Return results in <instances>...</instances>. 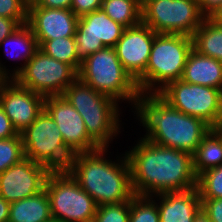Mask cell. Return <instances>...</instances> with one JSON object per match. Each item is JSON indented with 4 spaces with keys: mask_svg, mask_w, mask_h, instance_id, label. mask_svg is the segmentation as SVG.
Masks as SVG:
<instances>
[{
    "mask_svg": "<svg viewBox=\"0 0 222 222\" xmlns=\"http://www.w3.org/2000/svg\"><path fill=\"white\" fill-rule=\"evenodd\" d=\"M130 165L131 183L136 195L153 196L164 192L197 187L193 155L140 139L125 152Z\"/></svg>",
    "mask_w": 222,
    "mask_h": 222,
    "instance_id": "obj_1",
    "label": "cell"
},
{
    "mask_svg": "<svg viewBox=\"0 0 222 222\" xmlns=\"http://www.w3.org/2000/svg\"><path fill=\"white\" fill-rule=\"evenodd\" d=\"M133 107L145 127L142 139L194 154L203 137L212 128L200 118L173 108L159 93L139 92Z\"/></svg>",
    "mask_w": 222,
    "mask_h": 222,
    "instance_id": "obj_2",
    "label": "cell"
},
{
    "mask_svg": "<svg viewBox=\"0 0 222 222\" xmlns=\"http://www.w3.org/2000/svg\"><path fill=\"white\" fill-rule=\"evenodd\" d=\"M106 150L101 147L92 152L74 154L67 171L97 206L131 201L135 193L127 156L125 154L120 163H116L106 160Z\"/></svg>",
    "mask_w": 222,
    "mask_h": 222,
    "instance_id": "obj_3",
    "label": "cell"
},
{
    "mask_svg": "<svg viewBox=\"0 0 222 222\" xmlns=\"http://www.w3.org/2000/svg\"><path fill=\"white\" fill-rule=\"evenodd\" d=\"M62 95L82 116L88 135L100 147L108 148L113 136L120 132L118 102L97 92L78 77Z\"/></svg>",
    "mask_w": 222,
    "mask_h": 222,
    "instance_id": "obj_4",
    "label": "cell"
},
{
    "mask_svg": "<svg viewBox=\"0 0 222 222\" xmlns=\"http://www.w3.org/2000/svg\"><path fill=\"white\" fill-rule=\"evenodd\" d=\"M192 49L193 40L190 36L157 34L146 71L136 80L139 92L159 93L170 82L181 79Z\"/></svg>",
    "mask_w": 222,
    "mask_h": 222,
    "instance_id": "obj_5",
    "label": "cell"
},
{
    "mask_svg": "<svg viewBox=\"0 0 222 222\" xmlns=\"http://www.w3.org/2000/svg\"><path fill=\"white\" fill-rule=\"evenodd\" d=\"M78 78L99 93L117 102H133L139 89L136 81L124 69L114 47H104L81 62Z\"/></svg>",
    "mask_w": 222,
    "mask_h": 222,
    "instance_id": "obj_6",
    "label": "cell"
},
{
    "mask_svg": "<svg viewBox=\"0 0 222 222\" xmlns=\"http://www.w3.org/2000/svg\"><path fill=\"white\" fill-rule=\"evenodd\" d=\"M20 135L25 158L50 171L68 169L74 153L66 146L56 122L45 109Z\"/></svg>",
    "mask_w": 222,
    "mask_h": 222,
    "instance_id": "obj_7",
    "label": "cell"
},
{
    "mask_svg": "<svg viewBox=\"0 0 222 222\" xmlns=\"http://www.w3.org/2000/svg\"><path fill=\"white\" fill-rule=\"evenodd\" d=\"M50 199L51 215L59 222H89L94 220L97 204L65 171H51L45 183Z\"/></svg>",
    "mask_w": 222,
    "mask_h": 222,
    "instance_id": "obj_8",
    "label": "cell"
},
{
    "mask_svg": "<svg viewBox=\"0 0 222 222\" xmlns=\"http://www.w3.org/2000/svg\"><path fill=\"white\" fill-rule=\"evenodd\" d=\"M142 23L157 34L192 37L205 17L197 0H141Z\"/></svg>",
    "mask_w": 222,
    "mask_h": 222,
    "instance_id": "obj_9",
    "label": "cell"
},
{
    "mask_svg": "<svg viewBox=\"0 0 222 222\" xmlns=\"http://www.w3.org/2000/svg\"><path fill=\"white\" fill-rule=\"evenodd\" d=\"M159 94L175 109L197 117L214 128L222 121V90L182 79L170 82Z\"/></svg>",
    "mask_w": 222,
    "mask_h": 222,
    "instance_id": "obj_10",
    "label": "cell"
},
{
    "mask_svg": "<svg viewBox=\"0 0 222 222\" xmlns=\"http://www.w3.org/2000/svg\"><path fill=\"white\" fill-rule=\"evenodd\" d=\"M77 77L70 65L38 49L14 80L21 87L47 97L62 95Z\"/></svg>",
    "mask_w": 222,
    "mask_h": 222,
    "instance_id": "obj_11",
    "label": "cell"
},
{
    "mask_svg": "<svg viewBox=\"0 0 222 222\" xmlns=\"http://www.w3.org/2000/svg\"><path fill=\"white\" fill-rule=\"evenodd\" d=\"M125 29L101 8L79 17L74 36L77 57L83 61L104 47H114Z\"/></svg>",
    "mask_w": 222,
    "mask_h": 222,
    "instance_id": "obj_12",
    "label": "cell"
},
{
    "mask_svg": "<svg viewBox=\"0 0 222 222\" xmlns=\"http://www.w3.org/2000/svg\"><path fill=\"white\" fill-rule=\"evenodd\" d=\"M44 109L56 122L66 146L74 154L101 148L88 135L82 116L63 95L45 97Z\"/></svg>",
    "mask_w": 222,
    "mask_h": 222,
    "instance_id": "obj_13",
    "label": "cell"
},
{
    "mask_svg": "<svg viewBox=\"0 0 222 222\" xmlns=\"http://www.w3.org/2000/svg\"><path fill=\"white\" fill-rule=\"evenodd\" d=\"M50 172L42 164L24 158L0 174V196L9 203L34 196L45 189Z\"/></svg>",
    "mask_w": 222,
    "mask_h": 222,
    "instance_id": "obj_14",
    "label": "cell"
},
{
    "mask_svg": "<svg viewBox=\"0 0 222 222\" xmlns=\"http://www.w3.org/2000/svg\"><path fill=\"white\" fill-rule=\"evenodd\" d=\"M44 100V96L21 87L14 79L0 80V106L18 134L43 111Z\"/></svg>",
    "mask_w": 222,
    "mask_h": 222,
    "instance_id": "obj_15",
    "label": "cell"
},
{
    "mask_svg": "<svg viewBox=\"0 0 222 222\" xmlns=\"http://www.w3.org/2000/svg\"><path fill=\"white\" fill-rule=\"evenodd\" d=\"M157 33L144 23L124 30L114 46L124 69L136 81L145 71Z\"/></svg>",
    "mask_w": 222,
    "mask_h": 222,
    "instance_id": "obj_16",
    "label": "cell"
},
{
    "mask_svg": "<svg viewBox=\"0 0 222 222\" xmlns=\"http://www.w3.org/2000/svg\"><path fill=\"white\" fill-rule=\"evenodd\" d=\"M78 17L71 9L44 8L34 2L28 4L27 24L38 46L46 40L75 36Z\"/></svg>",
    "mask_w": 222,
    "mask_h": 222,
    "instance_id": "obj_17",
    "label": "cell"
},
{
    "mask_svg": "<svg viewBox=\"0 0 222 222\" xmlns=\"http://www.w3.org/2000/svg\"><path fill=\"white\" fill-rule=\"evenodd\" d=\"M160 200L158 206L160 222H193L201 210L198 188L185 191L155 194Z\"/></svg>",
    "mask_w": 222,
    "mask_h": 222,
    "instance_id": "obj_18",
    "label": "cell"
},
{
    "mask_svg": "<svg viewBox=\"0 0 222 222\" xmlns=\"http://www.w3.org/2000/svg\"><path fill=\"white\" fill-rule=\"evenodd\" d=\"M181 79L189 84L222 90V62L201 55L192 49L187 57Z\"/></svg>",
    "mask_w": 222,
    "mask_h": 222,
    "instance_id": "obj_19",
    "label": "cell"
},
{
    "mask_svg": "<svg viewBox=\"0 0 222 222\" xmlns=\"http://www.w3.org/2000/svg\"><path fill=\"white\" fill-rule=\"evenodd\" d=\"M52 219L50 199L45 189L10 204L8 222H49Z\"/></svg>",
    "mask_w": 222,
    "mask_h": 222,
    "instance_id": "obj_20",
    "label": "cell"
},
{
    "mask_svg": "<svg viewBox=\"0 0 222 222\" xmlns=\"http://www.w3.org/2000/svg\"><path fill=\"white\" fill-rule=\"evenodd\" d=\"M193 49L204 56H208L222 62V25L209 18H205L202 24L192 35Z\"/></svg>",
    "mask_w": 222,
    "mask_h": 222,
    "instance_id": "obj_21",
    "label": "cell"
},
{
    "mask_svg": "<svg viewBox=\"0 0 222 222\" xmlns=\"http://www.w3.org/2000/svg\"><path fill=\"white\" fill-rule=\"evenodd\" d=\"M5 45V50L6 52L10 49V46H17L15 49L16 53L11 54V52L8 54L14 58L20 57V60H25V62L21 65L22 67H16L10 74V79H14L26 66V63L33 57L35 52L39 49L36 37L31 29V27L26 23L23 25H20L11 35L6 37L1 43H0V48L1 46L3 47ZM9 46V47H7ZM12 46V47H13ZM9 50H8V49ZM16 54V55H14ZM11 57V59H12ZM12 76V77H11Z\"/></svg>",
    "mask_w": 222,
    "mask_h": 222,
    "instance_id": "obj_22",
    "label": "cell"
},
{
    "mask_svg": "<svg viewBox=\"0 0 222 222\" xmlns=\"http://www.w3.org/2000/svg\"><path fill=\"white\" fill-rule=\"evenodd\" d=\"M222 165V138L211 128L193 154V169L198 177L202 172Z\"/></svg>",
    "mask_w": 222,
    "mask_h": 222,
    "instance_id": "obj_23",
    "label": "cell"
},
{
    "mask_svg": "<svg viewBox=\"0 0 222 222\" xmlns=\"http://www.w3.org/2000/svg\"><path fill=\"white\" fill-rule=\"evenodd\" d=\"M101 9L126 28L142 22L141 0H102Z\"/></svg>",
    "mask_w": 222,
    "mask_h": 222,
    "instance_id": "obj_24",
    "label": "cell"
},
{
    "mask_svg": "<svg viewBox=\"0 0 222 222\" xmlns=\"http://www.w3.org/2000/svg\"><path fill=\"white\" fill-rule=\"evenodd\" d=\"M39 49L47 56L70 65L78 73L82 61L76 54L74 36L46 40Z\"/></svg>",
    "mask_w": 222,
    "mask_h": 222,
    "instance_id": "obj_25",
    "label": "cell"
},
{
    "mask_svg": "<svg viewBox=\"0 0 222 222\" xmlns=\"http://www.w3.org/2000/svg\"><path fill=\"white\" fill-rule=\"evenodd\" d=\"M152 197L133 196L130 201L129 222H160L157 202Z\"/></svg>",
    "mask_w": 222,
    "mask_h": 222,
    "instance_id": "obj_26",
    "label": "cell"
},
{
    "mask_svg": "<svg viewBox=\"0 0 222 222\" xmlns=\"http://www.w3.org/2000/svg\"><path fill=\"white\" fill-rule=\"evenodd\" d=\"M200 198H222V165L208 169L197 177Z\"/></svg>",
    "mask_w": 222,
    "mask_h": 222,
    "instance_id": "obj_27",
    "label": "cell"
},
{
    "mask_svg": "<svg viewBox=\"0 0 222 222\" xmlns=\"http://www.w3.org/2000/svg\"><path fill=\"white\" fill-rule=\"evenodd\" d=\"M24 158L20 134L12 138L0 139V174Z\"/></svg>",
    "mask_w": 222,
    "mask_h": 222,
    "instance_id": "obj_28",
    "label": "cell"
},
{
    "mask_svg": "<svg viewBox=\"0 0 222 222\" xmlns=\"http://www.w3.org/2000/svg\"><path fill=\"white\" fill-rule=\"evenodd\" d=\"M130 201L97 206L95 222H129Z\"/></svg>",
    "mask_w": 222,
    "mask_h": 222,
    "instance_id": "obj_29",
    "label": "cell"
},
{
    "mask_svg": "<svg viewBox=\"0 0 222 222\" xmlns=\"http://www.w3.org/2000/svg\"><path fill=\"white\" fill-rule=\"evenodd\" d=\"M28 4L25 0H0V16L17 20L21 25L26 24Z\"/></svg>",
    "mask_w": 222,
    "mask_h": 222,
    "instance_id": "obj_30",
    "label": "cell"
},
{
    "mask_svg": "<svg viewBox=\"0 0 222 222\" xmlns=\"http://www.w3.org/2000/svg\"><path fill=\"white\" fill-rule=\"evenodd\" d=\"M21 24L14 19H9L6 17L0 16V43L9 35H11ZM8 70L5 69L0 63V80L10 79V74Z\"/></svg>",
    "mask_w": 222,
    "mask_h": 222,
    "instance_id": "obj_31",
    "label": "cell"
},
{
    "mask_svg": "<svg viewBox=\"0 0 222 222\" xmlns=\"http://www.w3.org/2000/svg\"><path fill=\"white\" fill-rule=\"evenodd\" d=\"M201 199V209L209 217L211 222H222V198Z\"/></svg>",
    "mask_w": 222,
    "mask_h": 222,
    "instance_id": "obj_32",
    "label": "cell"
},
{
    "mask_svg": "<svg viewBox=\"0 0 222 222\" xmlns=\"http://www.w3.org/2000/svg\"><path fill=\"white\" fill-rule=\"evenodd\" d=\"M102 0H72L71 10L79 18L100 9Z\"/></svg>",
    "mask_w": 222,
    "mask_h": 222,
    "instance_id": "obj_33",
    "label": "cell"
},
{
    "mask_svg": "<svg viewBox=\"0 0 222 222\" xmlns=\"http://www.w3.org/2000/svg\"><path fill=\"white\" fill-rule=\"evenodd\" d=\"M17 135L18 133L12 125L11 120L0 106V139L12 138Z\"/></svg>",
    "mask_w": 222,
    "mask_h": 222,
    "instance_id": "obj_34",
    "label": "cell"
},
{
    "mask_svg": "<svg viewBox=\"0 0 222 222\" xmlns=\"http://www.w3.org/2000/svg\"><path fill=\"white\" fill-rule=\"evenodd\" d=\"M222 4V0H198V7L205 18H209Z\"/></svg>",
    "mask_w": 222,
    "mask_h": 222,
    "instance_id": "obj_35",
    "label": "cell"
},
{
    "mask_svg": "<svg viewBox=\"0 0 222 222\" xmlns=\"http://www.w3.org/2000/svg\"><path fill=\"white\" fill-rule=\"evenodd\" d=\"M33 2L44 8L71 9L72 0H34Z\"/></svg>",
    "mask_w": 222,
    "mask_h": 222,
    "instance_id": "obj_36",
    "label": "cell"
},
{
    "mask_svg": "<svg viewBox=\"0 0 222 222\" xmlns=\"http://www.w3.org/2000/svg\"><path fill=\"white\" fill-rule=\"evenodd\" d=\"M10 204L11 203L0 196V222H8Z\"/></svg>",
    "mask_w": 222,
    "mask_h": 222,
    "instance_id": "obj_37",
    "label": "cell"
},
{
    "mask_svg": "<svg viewBox=\"0 0 222 222\" xmlns=\"http://www.w3.org/2000/svg\"><path fill=\"white\" fill-rule=\"evenodd\" d=\"M209 19L217 24L222 25V4L215 10V12L209 17Z\"/></svg>",
    "mask_w": 222,
    "mask_h": 222,
    "instance_id": "obj_38",
    "label": "cell"
},
{
    "mask_svg": "<svg viewBox=\"0 0 222 222\" xmlns=\"http://www.w3.org/2000/svg\"><path fill=\"white\" fill-rule=\"evenodd\" d=\"M193 222H211L209 217L204 213V211L201 209L199 213L195 216Z\"/></svg>",
    "mask_w": 222,
    "mask_h": 222,
    "instance_id": "obj_39",
    "label": "cell"
},
{
    "mask_svg": "<svg viewBox=\"0 0 222 222\" xmlns=\"http://www.w3.org/2000/svg\"><path fill=\"white\" fill-rule=\"evenodd\" d=\"M214 129L219 133V135L222 138V121H220L215 127Z\"/></svg>",
    "mask_w": 222,
    "mask_h": 222,
    "instance_id": "obj_40",
    "label": "cell"
},
{
    "mask_svg": "<svg viewBox=\"0 0 222 222\" xmlns=\"http://www.w3.org/2000/svg\"><path fill=\"white\" fill-rule=\"evenodd\" d=\"M25 1H27L28 3H31V2H33L34 0H25Z\"/></svg>",
    "mask_w": 222,
    "mask_h": 222,
    "instance_id": "obj_41",
    "label": "cell"
},
{
    "mask_svg": "<svg viewBox=\"0 0 222 222\" xmlns=\"http://www.w3.org/2000/svg\"><path fill=\"white\" fill-rule=\"evenodd\" d=\"M49 222H59V221L52 219V220H51V221H49Z\"/></svg>",
    "mask_w": 222,
    "mask_h": 222,
    "instance_id": "obj_42",
    "label": "cell"
}]
</instances>
